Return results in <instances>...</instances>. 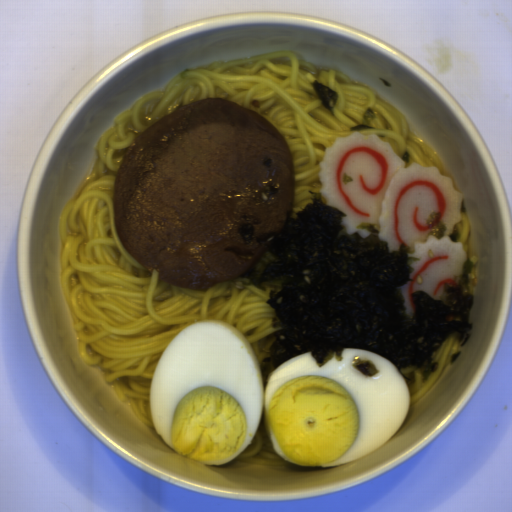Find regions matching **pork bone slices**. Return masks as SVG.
<instances>
[{
  "label": "pork bone slices",
  "instance_id": "obj_1",
  "mask_svg": "<svg viewBox=\"0 0 512 512\" xmlns=\"http://www.w3.org/2000/svg\"><path fill=\"white\" fill-rule=\"evenodd\" d=\"M290 146L276 125L225 98L170 111L123 155L111 199L125 251L159 280L207 291L268 251L293 209Z\"/></svg>",
  "mask_w": 512,
  "mask_h": 512
}]
</instances>
